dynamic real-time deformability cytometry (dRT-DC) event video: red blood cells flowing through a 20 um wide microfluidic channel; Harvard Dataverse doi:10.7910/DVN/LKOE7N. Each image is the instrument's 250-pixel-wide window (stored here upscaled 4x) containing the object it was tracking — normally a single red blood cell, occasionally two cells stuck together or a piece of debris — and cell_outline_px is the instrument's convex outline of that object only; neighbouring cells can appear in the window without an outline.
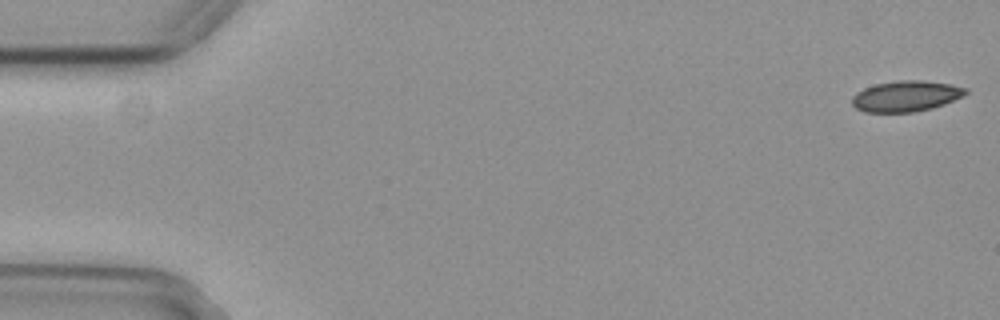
{"species": "common noctule bat (a hibernating species)", "species_latin": "Nyctalus noctula", "temperature_condition": "cold", "stored_images_in_passage": 55, "camera_frame_rate_fps": 3000, "um_per_image_px": 0.085, "animal": {"sex": "female", "body_mass_g": 29.2, "forearm_length_mm": 56.3}, "frame": {"image": 1, "passage_image": 1, "time_ms": 0.0, "image_size_px": [1000, 320], "cell_outline_px": [[968, 92], [964, 96], [944, 104], [932, 108], [912, 112], [864, 112], [856, 108], [852, 104], [852, 96], [856, 92], [864, 88], [876, 84], [896, 80], [920, 80], [948, 84], [968, 88]], "centroid_in_image_um": [77.0, 8.17], "position_along_channel_um": 8.0, "area_um2": 20.4}}
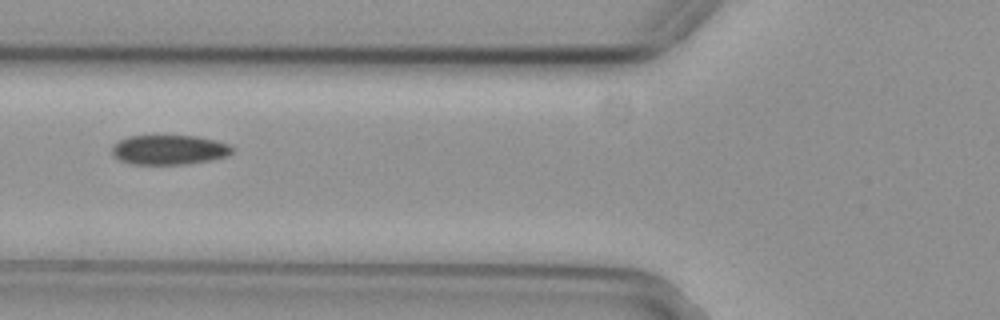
{"frame": {"image": 2, "passage_image": 21, "time_ms": 6.667, "image_size_px": [1000, 320], "cell_outline_px": [[236, 148], [228, 156], [212, 160], [184, 164], [132, 164], [120, 160], [112, 156], [112, 144], [128, 136], [196, 136], [216, 140], [228, 144]], "centroid_in_image_um": [14.39, 12.73], "position_along_channel_um": 111.4, "area_um2": 20.92}}
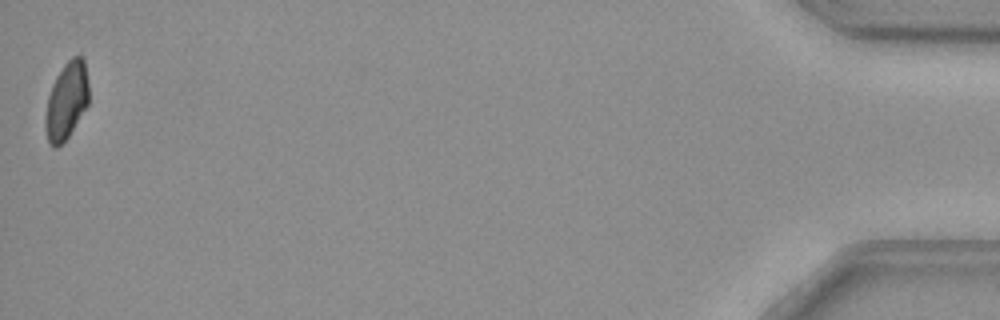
{"frame": {"image": 3, "passage_image": 55, "time_ms": 18.0, "image_size_px": [1000, 320], "cell_outline_px": [[88, 104], [68, 136], [56, 148], [52, 148], [48, 144], [44, 124], [44, 116], [48, 96], [52, 84], [56, 76], [64, 64], [72, 56], [80, 56], [84, 60], [88, 80]], "centroid_in_image_um": [5.62, 8.57], "position_along_channel_um": 429.6, "area_um2": 19.59}, "authors_computed_cell_mechanics": {"area_um2": 21.0392, "velocity_mm_per_s": 3.7065, "shape_relaxation_time_tau1_ms": 9.1371, "shape_relaxation_time_tau2_ms": null, "deformation_change_tau1": 0.1371, "deformation_change_tau2": null}}